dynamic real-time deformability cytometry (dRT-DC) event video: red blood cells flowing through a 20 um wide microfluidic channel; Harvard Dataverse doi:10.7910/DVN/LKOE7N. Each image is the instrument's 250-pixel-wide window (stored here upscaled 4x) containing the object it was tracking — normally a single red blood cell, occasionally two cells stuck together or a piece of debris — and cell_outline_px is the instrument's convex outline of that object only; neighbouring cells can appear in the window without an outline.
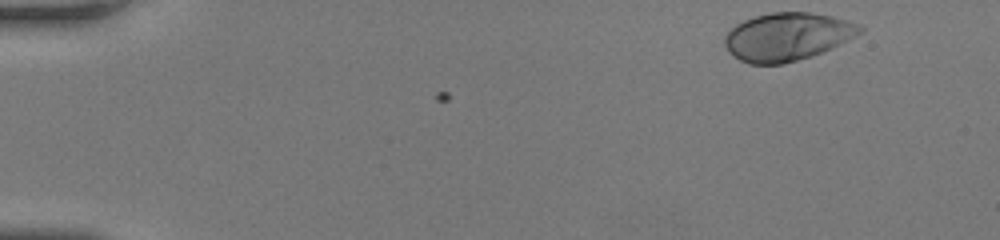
{"species": "human", "species_latin": "Homo sapiens", "temperature_condition": "room temperature", "stored_images_in_passage": 46, "camera_frame_rate_fps": 3000, "um_per_image_px": 0.085, "donor": {"sex": "female"}, "frame": {"image": 1, "passage_image": 1, "time_ms": 0.0, "image_size_px": [1000, 240], "cell_outline_px": [[864, 28], [856, 36], [848, 40], [812, 56], [784, 64], [748, 64], [740, 60], [728, 52], [724, 44], [724, 36], [736, 24], [744, 20], [756, 16], [772, 12], [812, 12], [832, 16], [848, 20]], "centroid_in_image_um": [66.89, 3.12], "position_along_channel_um": 18.1, "area_um2": 37.74}}
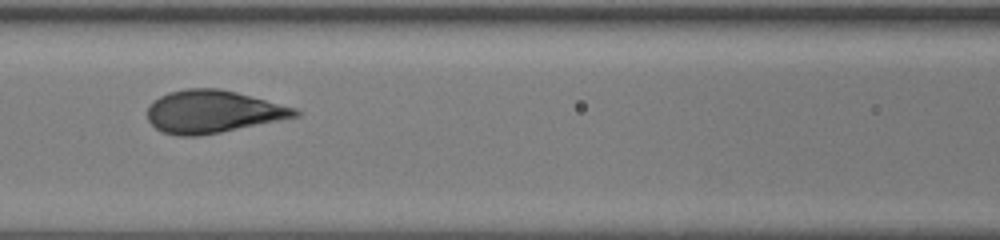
{"frame": {"image": 2, "passage_image": 20, "time_ms": 6.333, "image_size_px": [1000, 240], "cell_outline_px": [[300, 116], [200, 136], [176, 136], [160, 132], [148, 120], [148, 104], [152, 100], [168, 92], [184, 88], [220, 88], [236, 92], [296, 108], [300, 112]], "centroid_in_image_um": [18.04, 9.49], "position_along_channel_um": 148.6, "area_um2": 36.76}}
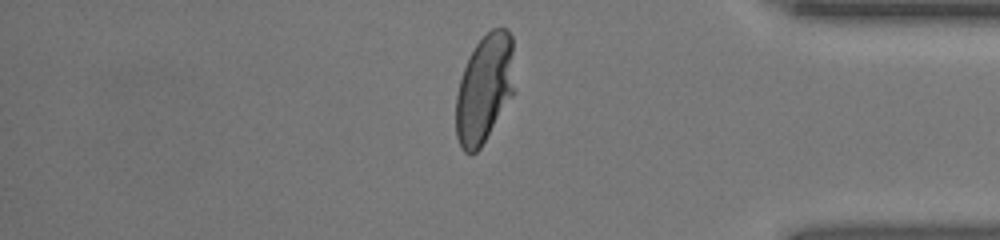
{"frame": {"image": 3, "passage_image": 39, "time_ms": 12.667, "image_size_px": [1000, 240], "cell_outline_px": [[516, 92], [480, 148], [476, 152], [464, 152], [460, 148], [456, 136], [456, 96], [460, 80], [464, 68], [476, 44], [492, 28], [508, 28], [512, 36]], "centroid_in_image_um": [41.22, 7.54], "position_along_channel_um": 394.0, "area_um2": 37.45}, "authors_computed_cell_mechanics": {"area_um2": 36.8475, "velocity_mm_per_s": 4.1976, "shape_relaxation_time_tau1_ms": 3.0341, "shape_relaxation_time_tau2_ms": null, "deformation_change_tau1": 0.1771, "deformation_change_tau2": null}}